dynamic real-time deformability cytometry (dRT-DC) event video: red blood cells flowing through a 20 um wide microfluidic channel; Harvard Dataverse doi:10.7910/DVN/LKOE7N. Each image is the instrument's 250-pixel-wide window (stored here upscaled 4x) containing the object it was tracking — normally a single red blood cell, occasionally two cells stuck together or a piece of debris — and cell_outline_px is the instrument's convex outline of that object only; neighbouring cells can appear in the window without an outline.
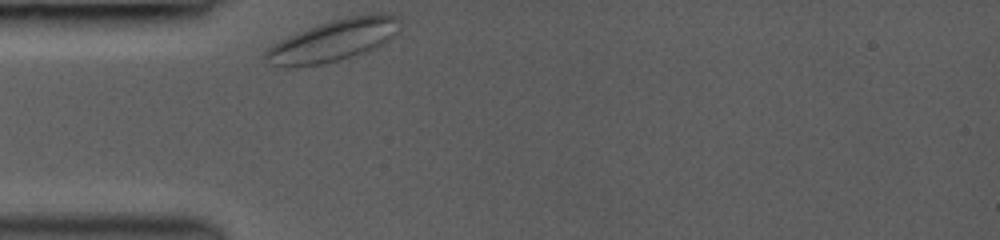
{"species": "common noctule bat (a hibernating species)", "species_latin": "Nyctalus noctula", "temperature_condition": "room temperature", "stored_images_in_passage": 18, "camera_frame_rate_fps": 3000, "um_per_image_px": 0.085, "animal": {"sex": "female", "body_mass_g": 19.0, "forearm_length_mm": 53.3}, "frame": {"image": 1, "passage_image": 1, "time_ms": 0.0, "image_size_px": [1000, 240], "cell_outline_px": [[400, 20], [392, 36], [384, 44], [352, 56], [324, 64], [284, 68], [272, 64], [264, 56], [264, 52], [272, 44], [288, 36], [308, 28], [320, 24], [348, 16], [396, 16]], "centroid_in_image_um": [28.22, 3.49], "position_along_channel_um": 56.8, "area_um2": 31.5}}
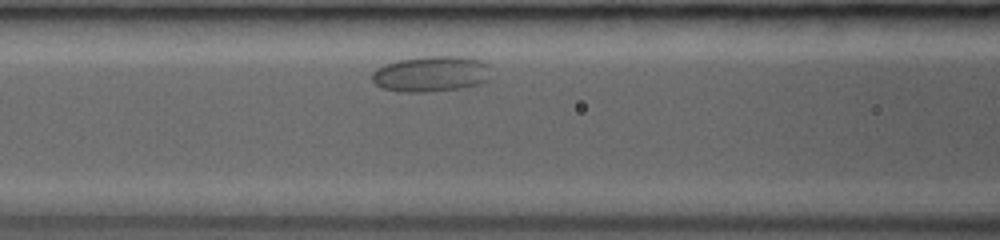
{"frame": {"image": 2, "passage_image": 11, "time_ms": 2.333, "image_size_px": [1000, 240], "cell_outline_px": [[492, 80], [480, 84], [460, 88], [424, 92], [404, 92], [380, 88], [372, 80], [372, 72], [376, 68], [384, 64], [396, 60], [424, 56], [464, 56], [480, 60], [492, 64]], "centroid_in_image_um": [36.72, 6.27], "position_along_channel_um": 129.9, "area_um2": 25.49}}
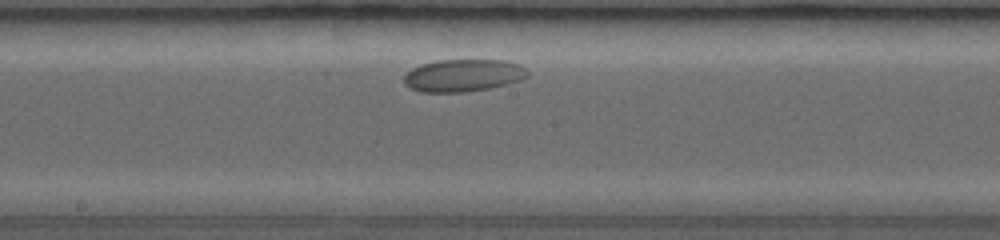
{"frame": {"image": 3, "passage_image": 17, "time_ms": 4.667, "image_size_px": [1000, 240], "cell_outline_px": [[528, 76], [520, 80], [508, 84], [492, 88], [464, 92], [420, 92], [408, 88], [404, 84], [404, 76], [412, 68], [420, 64], [436, 60], [504, 60], [520, 64], [528, 72]], "centroid_in_image_um": [39.35, 6.41], "position_along_channel_um": 208.8, "area_um2": 23.58}}